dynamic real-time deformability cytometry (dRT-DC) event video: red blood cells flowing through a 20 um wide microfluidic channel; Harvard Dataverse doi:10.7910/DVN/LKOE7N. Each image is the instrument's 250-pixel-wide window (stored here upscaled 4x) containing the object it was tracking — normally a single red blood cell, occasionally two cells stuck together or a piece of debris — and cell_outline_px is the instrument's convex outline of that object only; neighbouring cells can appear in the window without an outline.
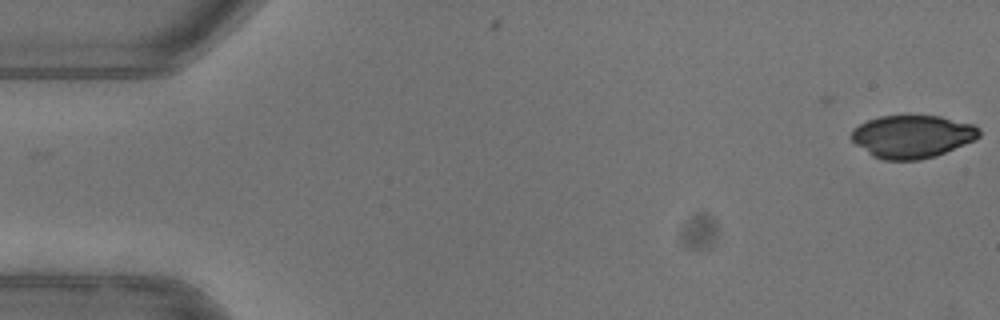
{"species": "common noctule bat (a hibernating species)", "species_latin": "Nyctalus noctula", "temperature_condition": "warm", "stored_images_in_passage": 2, "camera_frame_rate_fps": 3000, "um_per_image_px": 0.085, "animal": {"sex": "female"}, "frame": {"image": 1, "passage_image": 2, "time_ms": 0.333, "image_size_px": [1000, 320], "cell_outline_px": [[980, 136], [976, 140], [936, 156], [920, 160], [884, 160], [872, 156], [856, 144], [848, 136], [860, 124], [868, 120], [880, 116], [940, 116], [972, 124], [980, 128]], "centroid_in_image_um": [77.56, 11.61], "position_along_channel_um": 7.4, "area_um2": 31.91}}